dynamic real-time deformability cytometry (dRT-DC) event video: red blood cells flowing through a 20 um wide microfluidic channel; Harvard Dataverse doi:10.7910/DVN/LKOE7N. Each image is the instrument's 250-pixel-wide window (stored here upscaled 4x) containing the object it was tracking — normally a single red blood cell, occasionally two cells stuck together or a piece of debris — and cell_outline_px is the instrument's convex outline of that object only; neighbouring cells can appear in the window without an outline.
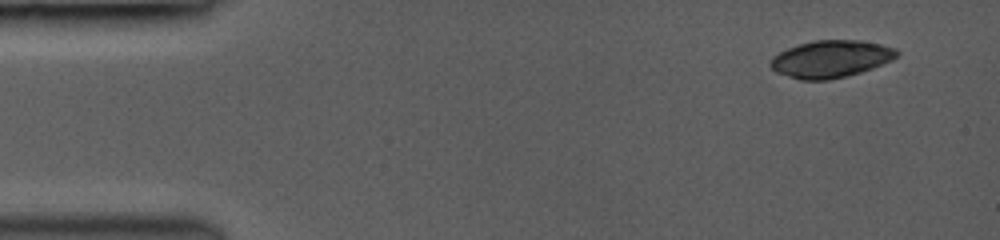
{"species": "common noctule bat (a hibernating species)", "species_latin": "Nyctalus noctula", "temperature_condition": "room temperature", "stored_images_in_passage": 66, "camera_frame_rate_fps": 3000, "um_per_image_px": 0.085, "animal": {"sex": "female", "body_mass_g": 19.0, "forearm_length_mm": 53.3}, "frame": {"image": 1, "passage_image": 1, "time_ms": 0.0, "image_size_px": [1000, 240], "cell_outline_px": [[900, 52], [892, 60], [872, 68], [860, 72], [828, 80], [800, 80], [776, 72], [768, 64], [772, 56], [788, 48], [812, 40], [864, 40], [896, 48]], "centroid_in_image_um": [70.61, 5.0], "position_along_channel_um": 14.4, "area_um2": 27.4}}
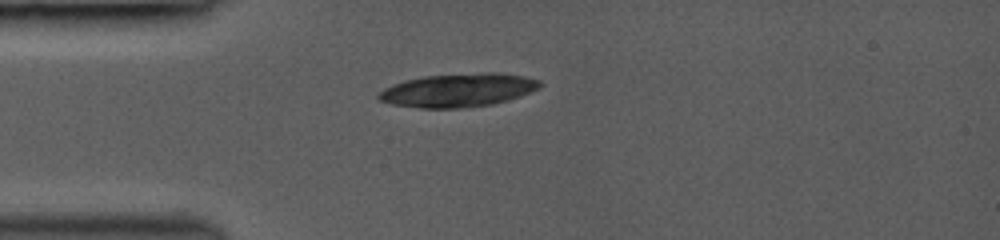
{"frame": {"image": 2, "passage_image": 23, "time_ms": 3.0, "image_size_px": [1000, 240], "cell_outline_px": [[544, 84], [540, 88], [520, 96], [508, 100], [492, 104], [464, 108], [420, 108], [392, 104], [380, 100], [376, 96], [384, 88], [404, 80], [424, 76], [488, 72], [500, 72], [524, 76], [540, 80]], "centroid_in_image_um": [38.98, 7.66], "position_along_channel_um": 46.0, "area_um2": 31.56}}